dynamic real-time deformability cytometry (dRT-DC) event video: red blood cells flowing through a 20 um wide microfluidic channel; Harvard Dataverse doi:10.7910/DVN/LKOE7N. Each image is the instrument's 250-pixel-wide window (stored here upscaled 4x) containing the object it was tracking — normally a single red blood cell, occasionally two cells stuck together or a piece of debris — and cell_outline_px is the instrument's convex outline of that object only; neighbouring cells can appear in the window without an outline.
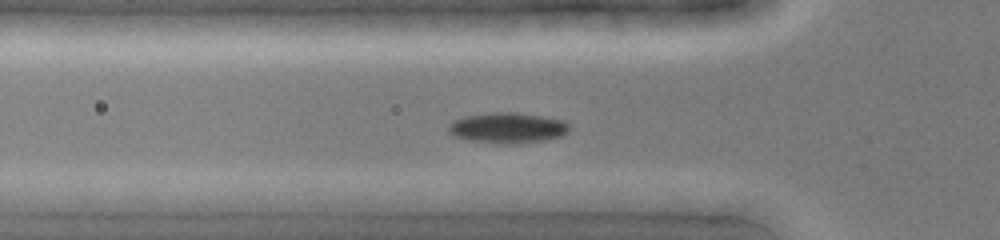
{"species": "common noctule bat (a hibernating species)", "species_latin": "Nyctalus noctula", "temperature_condition": "cold", "stored_images_in_passage": 39, "segment_of_instrument_passage": [1, 2], "camera_frame_rate_fps": 3000, "um_per_image_px": 0.085, "animal": {"sex": "female", "body_mass_g": 19.0, "forearm_length_mm": 51.5}, "frame": {"image": 1, "passage_image": 11, "time_ms": 3.333, "image_size_px": [1000, 240], "cell_outline_px": [[604, 200], [596, 212], [548, 212], [508, 200], [560, 192], [596, 192]], "centroid_in_image_um": [47.94, 17.17], "position_along_channel_um": 77.9, "area_um2": 10.06}}